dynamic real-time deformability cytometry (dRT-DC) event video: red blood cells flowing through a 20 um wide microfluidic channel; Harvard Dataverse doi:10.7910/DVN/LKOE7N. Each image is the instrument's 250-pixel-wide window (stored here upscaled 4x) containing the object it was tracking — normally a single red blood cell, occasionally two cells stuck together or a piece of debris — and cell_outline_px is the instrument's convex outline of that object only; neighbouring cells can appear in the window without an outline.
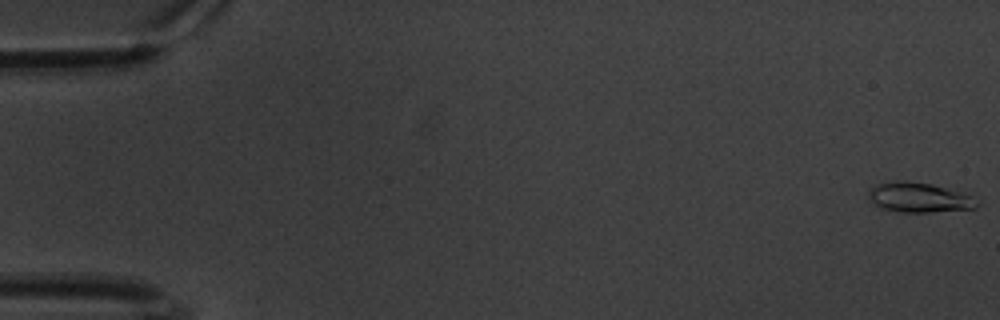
{"species": "common noctule bat (a hibernating species)", "species_latin": "Nyctalus noctula", "temperature_condition": "warm", "stored_images_in_passage": 61, "camera_frame_rate_fps": 3000, "um_per_image_px": 0.085, "animal": {"sex": "male", "body_mass_g": 20.1, "forearm_length_mm": 53.5}, "frame": {"image": 1, "passage_image": 1, "time_ms": 0.0, "image_size_px": [1000, 320], "cell_outline_px": [[976, 208], [932, 212], [896, 212], [880, 208], [868, 196], [868, 192], [876, 184], [896, 180], [900, 180], [932, 184], [964, 192], [972, 196], [976, 204]], "centroid_in_image_um": [78.1, 16.78], "position_along_channel_um": 6.9, "area_um2": 18.79}}
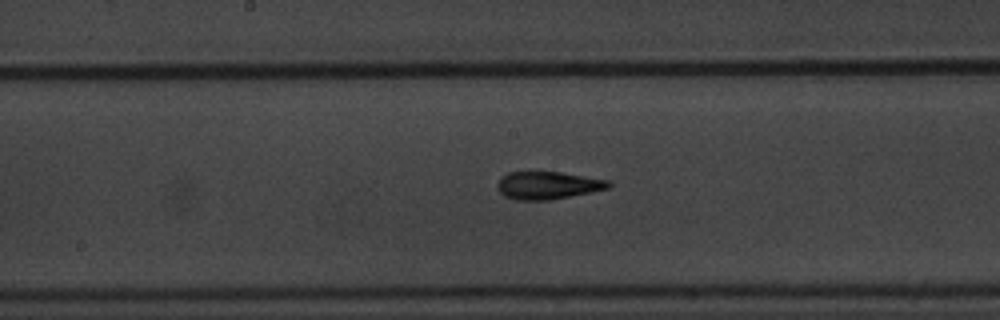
{"frame": {"image": 2, "passage_image": 32, "time_ms": 10.333, "image_size_px": [1000, 320], "cell_outline_px": [[612, 184], [608, 188], [592, 192], [548, 200], [516, 200], [504, 196], [496, 188], [496, 184], [500, 176], [508, 172], [532, 168], [560, 172], [608, 180]], "centroid_in_image_um": [46.46, 15.7], "position_along_channel_um": 201.7, "area_um2": 18.73}}
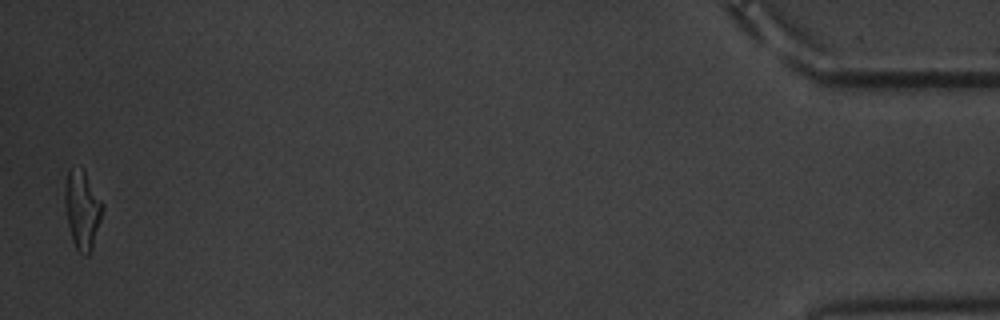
{"frame": {"image": 3, "passage_image": 60, "time_ms": 19.667, "image_size_px": [1000, 320], "cell_outline_px": [[104, 208], [92, 248], [88, 256], [84, 256], [76, 248], [72, 240], [68, 224], [64, 204], [64, 192], [68, 172], [84, 172], [104, 204]], "centroid_in_image_um": [7.0, 17.93], "position_along_channel_um": 428.2, "area_um2": 16.65}, "authors_computed_cell_mechanics": {"area_um2": 17.5712, "velocity_mm_per_s": 3.3811, "shape_relaxation_time_tau1_ms": 3.8083, "shape_relaxation_time_tau2_ms": 2.2093, "deformation_change_tau1": 0.1846, "deformation_change_tau2": 0.1148}}